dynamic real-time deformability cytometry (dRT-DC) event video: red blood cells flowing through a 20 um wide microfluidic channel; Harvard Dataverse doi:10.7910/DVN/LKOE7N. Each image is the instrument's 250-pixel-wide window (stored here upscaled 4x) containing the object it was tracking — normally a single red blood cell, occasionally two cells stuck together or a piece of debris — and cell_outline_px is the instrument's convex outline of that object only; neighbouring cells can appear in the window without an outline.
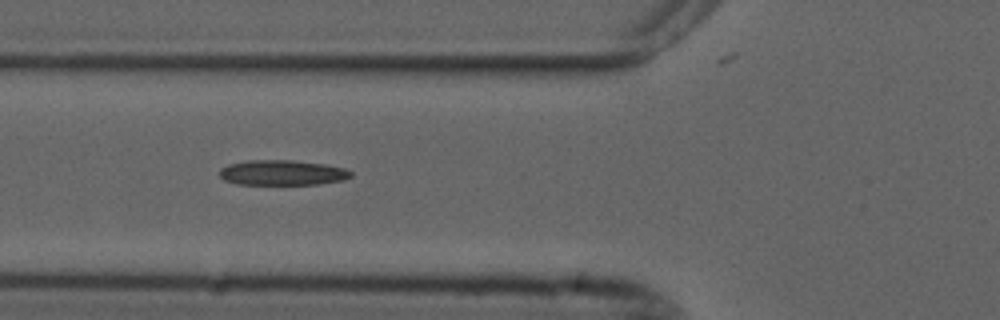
{"species": "common noctule bat (a hibernating species)", "species_latin": "Nyctalus noctula", "temperature_condition": "cold", "stored_images_in_passage": 52, "camera_frame_rate_fps": 3000, "um_per_image_px": 0.085, "animal": {"sex": "male", "forearm_length_mm": 52.5}, "frame": {"image": 1, "passage_image": 17, "time_ms": 5.333, "image_size_px": [1000, 320], "cell_outline_px": [[352, 176], [344, 180], [320, 184], [236, 184], [224, 180], [220, 176], [220, 168], [228, 164], [248, 160], [292, 160], [324, 164], [344, 168], [352, 172]], "centroid_in_image_um": [23.99, 14.68], "position_along_channel_um": 101.8, "area_um2": 19.31}}
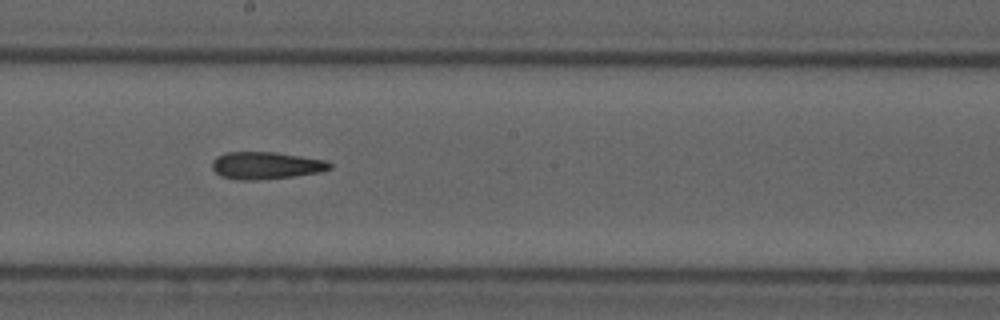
{"frame": {"image": 2, "passage_image": 27, "time_ms": 8.667, "image_size_px": [1000, 320], "cell_outline_px": [[332, 168], [320, 172], [292, 176], [256, 180], [236, 180], [220, 176], [212, 168], [212, 160], [216, 156], [228, 152], [276, 152], [328, 160], [332, 164]], "centroid_in_image_um": [22.61, 14.06], "position_along_channel_um": 225.6, "area_um2": 18.84}}
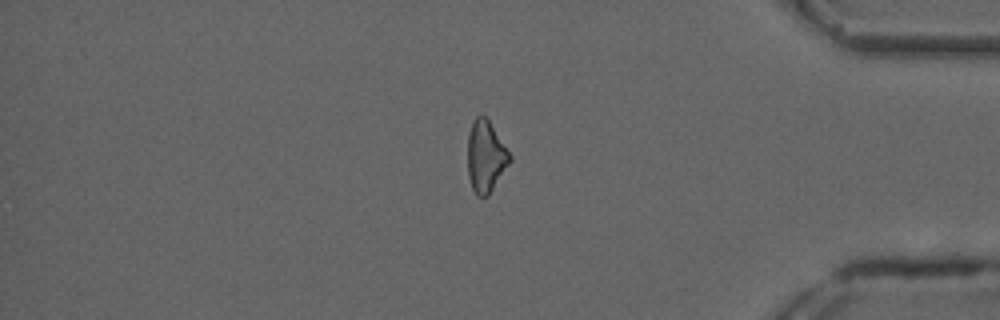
{"frame": {"image": 3, "passage_image": 43, "time_ms": 14.0, "image_size_px": [1000, 320], "cell_outline_px": [[512, 160], [488, 196], [476, 196], [472, 188], [468, 176], [468, 132], [472, 120], [480, 112], [488, 120], [512, 156]], "centroid_in_image_um": [41.27, 13.29], "position_along_channel_um": 393.9, "area_um2": 17.69}, "authors_computed_cell_mechanics": {"area_um2": 18.2648, "velocity_mm_per_s": 3.6962, "shape_relaxation_time_tau1_ms": null, "shape_relaxation_time_tau2_ms": 4.2113, "deformation_change_tau1": null, "deformation_change_tau2": 0.1265}}